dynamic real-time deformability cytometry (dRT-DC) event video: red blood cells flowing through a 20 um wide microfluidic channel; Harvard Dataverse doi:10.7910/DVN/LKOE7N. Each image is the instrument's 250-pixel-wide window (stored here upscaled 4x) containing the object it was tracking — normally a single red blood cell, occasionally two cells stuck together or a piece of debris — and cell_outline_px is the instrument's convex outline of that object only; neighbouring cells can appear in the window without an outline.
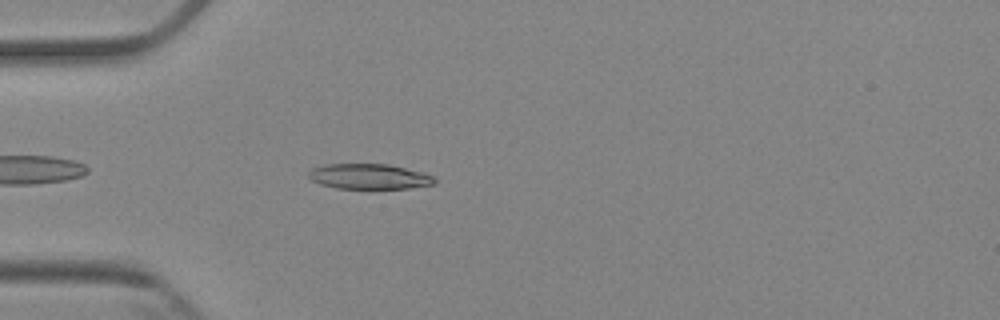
{"species": "Egyptian fruit bat (a non-hibernating species)", "species_latin": "Rousettus aegyptiacus", "temperature_condition": "cold", "stored_images_in_passage": 5, "camera_frame_rate_fps": 3000, "um_per_image_px": 0.085, "animal": {"sex": "female"}, "frame": {"image": 1, "passage_image": 5, "time_ms": 4.667, "image_size_px": [1000, 320], "cell_outline_px": [[436, 184], [408, 188], [336, 188], [320, 184], [312, 180], [308, 176], [308, 172], [312, 168], [324, 164], [388, 164], [420, 172], [432, 176], [436, 180]], "centroid_in_image_um": [31.34, 15.0], "position_along_channel_um": 53.7, "area_um2": 18.38}}